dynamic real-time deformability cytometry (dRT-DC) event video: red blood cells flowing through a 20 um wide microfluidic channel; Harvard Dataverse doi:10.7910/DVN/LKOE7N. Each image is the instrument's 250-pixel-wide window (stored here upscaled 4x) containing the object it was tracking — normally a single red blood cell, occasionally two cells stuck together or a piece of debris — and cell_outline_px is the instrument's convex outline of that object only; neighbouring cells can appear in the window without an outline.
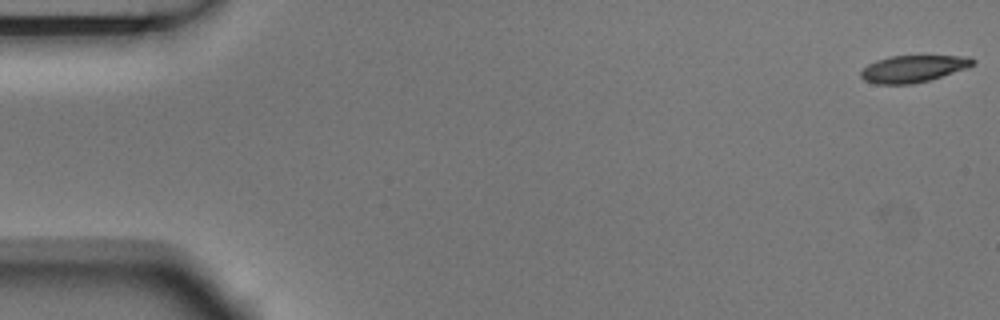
{"species": "Egyptian fruit bat (a non-hibernating species)", "species_latin": "Rousettus aegyptiacus", "temperature_condition": "room temperature", "stored_images_in_passage": 6, "camera_frame_rate_fps": 3000, "um_per_image_px": 0.085, "animal": {"sex": "male"}, "frame": {"image": 1, "passage_image": 1, "time_ms": 0.0, "image_size_px": [1000, 320], "cell_outline_px": [[976, 60], [968, 68], [928, 80], [912, 84], [876, 84], [864, 80], [860, 76], [860, 72], [868, 64], [876, 60], [888, 56], [972, 56]], "centroid_in_image_um": [77.61, 5.84], "position_along_channel_um": 7.4, "area_um2": 17.57}}
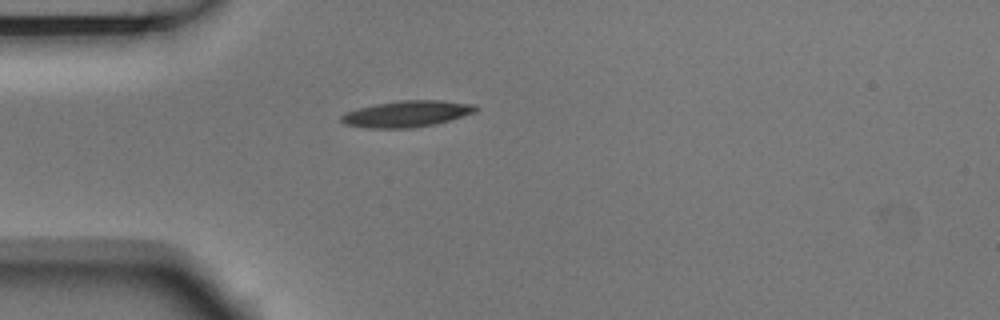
{"frame": {"image": 2, "passage_image": 5, "time_ms": 1.333, "image_size_px": [1000, 320], "cell_outline_px": [[480, 108], [476, 112], [436, 124], [412, 128], [364, 128], [344, 124], [340, 120], [340, 116], [344, 112], [376, 104], [404, 100], [440, 100], [476, 104]], "centroid_in_image_um": [34.6, 9.68], "position_along_channel_um": 50.4, "area_um2": 20.75}}